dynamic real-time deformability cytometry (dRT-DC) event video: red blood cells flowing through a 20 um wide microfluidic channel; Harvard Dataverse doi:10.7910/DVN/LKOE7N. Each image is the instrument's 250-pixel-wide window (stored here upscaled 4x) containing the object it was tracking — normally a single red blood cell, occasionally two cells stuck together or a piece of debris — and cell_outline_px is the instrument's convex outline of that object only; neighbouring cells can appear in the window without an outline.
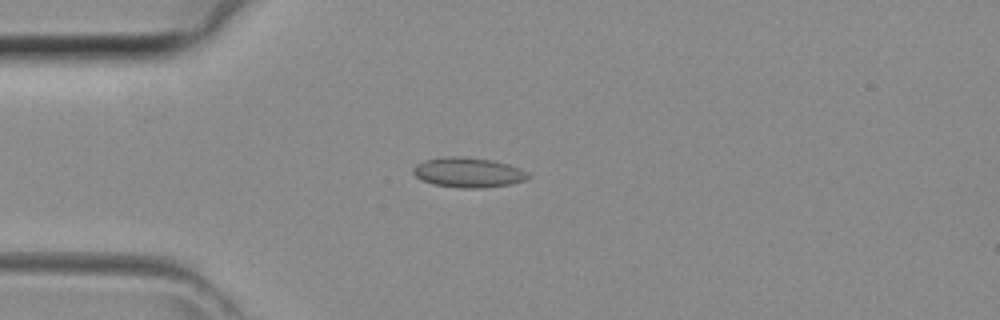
{"species": "common noctule bat (a hibernating species)", "species_latin": "Nyctalus noctula", "temperature_condition": "room temperature", "stored_images_in_passage": 42, "camera_frame_rate_fps": 3000, "um_per_image_px": 0.085, "animal": {"sex": "female", "body_mass_g": 29.2, "forearm_length_mm": 56.3}, "frame": {"image": 1, "passage_image": 10, "time_ms": 3.0, "image_size_px": [1000, 320], "cell_outline_px": [[532, 176], [524, 180], [512, 184], [484, 188], [460, 188], [436, 184], [424, 180], [416, 176], [412, 172], [412, 168], [416, 164], [424, 160], [452, 156], [492, 160], [508, 164], [520, 168], [528, 172]], "centroid_in_image_um": [39.84, 14.67], "position_along_channel_um": 45.2, "area_um2": 19.88}}
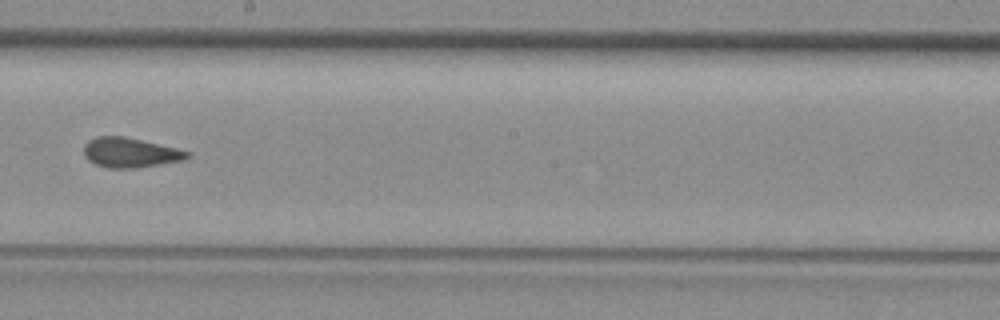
{"frame": {"image": 2, "passage_image": 23, "time_ms": 7.333, "image_size_px": [1000, 320], "cell_outline_px": [[192, 152], [184, 160], [136, 168], [108, 168], [96, 164], [88, 160], [84, 156], [84, 144], [88, 140], [96, 136], [124, 136], [176, 148]], "centroid_in_image_um": [11.04, 12.97], "position_along_channel_um": 237.2, "area_um2": 17.92}}
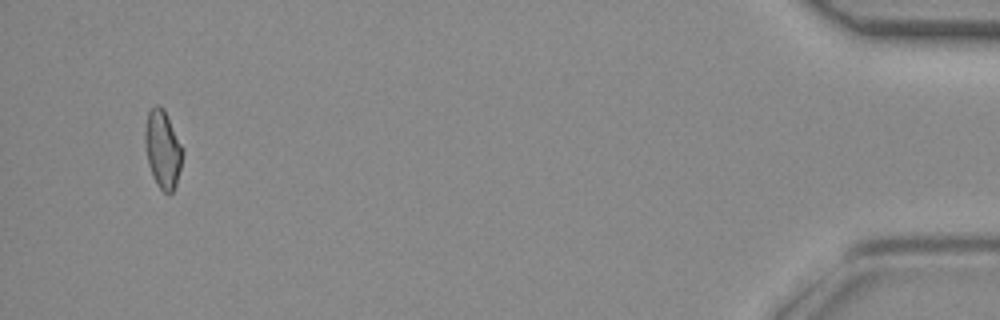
{"frame": {"image": 3, "passage_image": 40, "time_ms": 13.0, "image_size_px": [1000, 320], "cell_outline_px": [[184, 152], [176, 184], [172, 192], [168, 196], [156, 184], [152, 176], [148, 164], [144, 140], [144, 132], [148, 112], [156, 104], [160, 104], [164, 108], [184, 148]], "centroid_in_image_um": [13.84, 12.67], "position_along_channel_um": 421.4, "area_um2": 17.4}}